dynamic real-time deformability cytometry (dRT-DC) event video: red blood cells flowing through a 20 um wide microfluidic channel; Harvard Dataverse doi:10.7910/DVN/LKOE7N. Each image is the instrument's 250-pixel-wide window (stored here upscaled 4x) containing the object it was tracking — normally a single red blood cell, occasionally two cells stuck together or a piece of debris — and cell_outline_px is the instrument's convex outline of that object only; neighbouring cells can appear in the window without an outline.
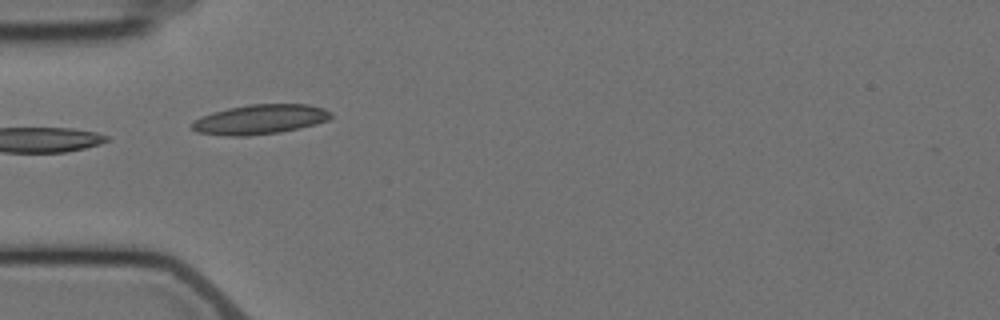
{"species": "Egyptian fruit bat (a non-hibernating species)", "species_latin": "Rousettus aegyptiacus", "temperature_condition": "cold", "stored_images_in_passage": 9, "camera_frame_rate_fps": 3000, "um_per_image_px": 0.085, "animal": {"sex": "female"}, "frame": {"image": 1, "passage_image": 3, "time_ms": 2.333, "image_size_px": [1000, 320], "cell_outline_px": [[332, 116], [328, 120], [300, 128], [280, 132], [248, 136], [228, 136], [196, 132], [192, 128], [192, 120], [212, 112], [228, 108], [248, 104], [308, 104], [324, 108], [332, 112]], "centroid_in_image_um": [22.1, 10.14], "position_along_channel_um": 62.9, "area_um2": 24.16}}
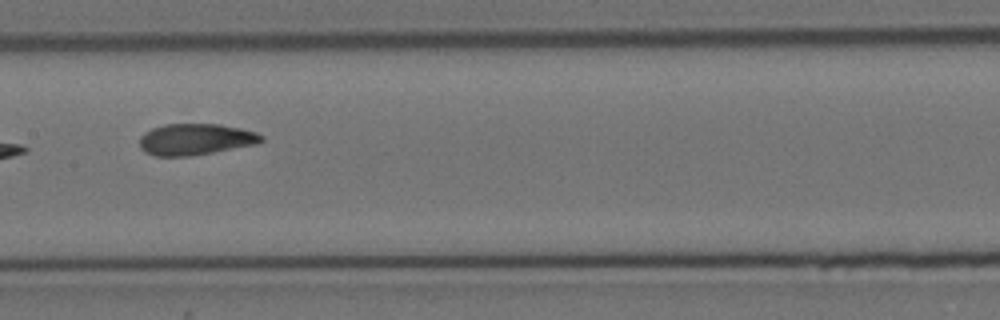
{"frame": {"image": 2, "passage_image": 6, "time_ms": 6.0, "image_size_px": [1000, 320], "cell_outline_px": [[264, 140], [256, 144], [212, 152], [188, 156], [156, 156], [144, 152], [140, 148], [140, 136], [144, 132], [152, 128], [164, 124], [220, 124], [240, 128], [256, 132], [264, 136]], "centroid_in_image_um": [16.6, 11.83], "position_along_channel_um": 190.8, "area_um2": 22.25}}
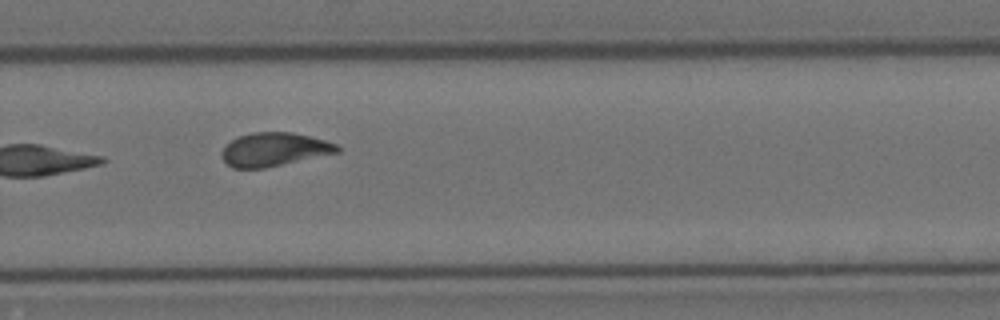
{"frame": {"image": 3, "passage_image": 9, "time_ms": 9.333, "image_size_px": [1000, 320], "cell_outline_px": [[340, 152], [264, 168], [232, 168], [224, 160], [220, 152], [232, 140], [240, 136], [252, 132], [292, 132], [324, 140], [336, 144], [340, 148]], "centroid_in_image_um": [23.31, 12.7], "position_along_channel_um": 306.5, "area_um2": 22.31}}